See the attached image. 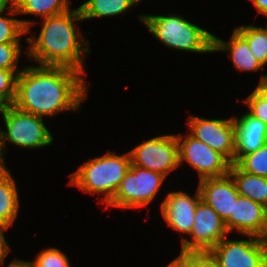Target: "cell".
<instances>
[{
  "label": "cell",
  "mask_w": 267,
  "mask_h": 267,
  "mask_svg": "<svg viewBox=\"0 0 267 267\" xmlns=\"http://www.w3.org/2000/svg\"><path fill=\"white\" fill-rule=\"evenodd\" d=\"M227 234L224 221L218 213L200 199L195 210L194 224L189 234L192 240L182 238L181 252L210 251Z\"/></svg>",
  "instance_id": "30bf717a"
},
{
  "label": "cell",
  "mask_w": 267,
  "mask_h": 267,
  "mask_svg": "<svg viewBox=\"0 0 267 267\" xmlns=\"http://www.w3.org/2000/svg\"><path fill=\"white\" fill-rule=\"evenodd\" d=\"M20 42L1 43L0 44V69L22 70L18 69L19 56L21 52Z\"/></svg>",
  "instance_id": "484cf974"
},
{
  "label": "cell",
  "mask_w": 267,
  "mask_h": 267,
  "mask_svg": "<svg viewBox=\"0 0 267 267\" xmlns=\"http://www.w3.org/2000/svg\"><path fill=\"white\" fill-rule=\"evenodd\" d=\"M213 51L229 52L233 66L239 71L255 72L263 67L254 57L248 42L235 29L229 41L214 36Z\"/></svg>",
  "instance_id": "2e32d148"
},
{
  "label": "cell",
  "mask_w": 267,
  "mask_h": 267,
  "mask_svg": "<svg viewBox=\"0 0 267 267\" xmlns=\"http://www.w3.org/2000/svg\"><path fill=\"white\" fill-rule=\"evenodd\" d=\"M154 37L169 48L195 53H213L214 35L180 15H141Z\"/></svg>",
  "instance_id": "277c9868"
},
{
  "label": "cell",
  "mask_w": 267,
  "mask_h": 267,
  "mask_svg": "<svg viewBox=\"0 0 267 267\" xmlns=\"http://www.w3.org/2000/svg\"><path fill=\"white\" fill-rule=\"evenodd\" d=\"M200 199L198 187L193 196L181 190L169 192L161 203V215L169 227L189 236L194 224L195 210Z\"/></svg>",
  "instance_id": "4fadbf2b"
},
{
  "label": "cell",
  "mask_w": 267,
  "mask_h": 267,
  "mask_svg": "<svg viewBox=\"0 0 267 267\" xmlns=\"http://www.w3.org/2000/svg\"><path fill=\"white\" fill-rule=\"evenodd\" d=\"M224 224L228 233L235 229L239 234L267 239V208L239 195L234 201L233 213Z\"/></svg>",
  "instance_id": "7c38bea8"
},
{
  "label": "cell",
  "mask_w": 267,
  "mask_h": 267,
  "mask_svg": "<svg viewBox=\"0 0 267 267\" xmlns=\"http://www.w3.org/2000/svg\"><path fill=\"white\" fill-rule=\"evenodd\" d=\"M229 174L233 178L238 193L267 208V178L242 171L235 163L231 164Z\"/></svg>",
  "instance_id": "ac0fdd59"
},
{
  "label": "cell",
  "mask_w": 267,
  "mask_h": 267,
  "mask_svg": "<svg viewBox=\"0 0 267 267\" xmlns=\"http://www.w3.org/2000/svg\"><path fill=\"white\" fill-rule=\"evenodd\" d=\"M244 102L249 108L248 112L267 125V105L254 91L244 99Z\"/></svg>",
  "instance_id": "83f0119b"
},
{
  "label": "cell",
  "mask_w": 267,
  "mask_h": 267,
  "mask_svg": "<svg viewBox=\"0 0 267 267\" xmlns=\"http://www.w3.org/2000/svg\"><path fill=\"white\" fill-rule=\"evenodd\" d=\"M188 125L190 128L188 133L192 137L222 154L231 164L234 163L236 138L234 117L206 119L190 116Z\"/></svg>",
  "instance_id": "8fae6325"
},
{
  "label": "cell",
  "mask_w": 267,
  "mask_h": 267,
  "mask_svg": "<svg viewBox=\"0 0 267 267\" xmlns=\"http://www.w3.org/2000/svg\"><path fill=\"white\" fill-rule=\"evenodd\" d=\"M188 267H219L210 251L181 252L178 256Z\"/></svg>",
  "instance_id": "4316f807"
},
{
  "label": "cell",
  "mask_w": 267,
  "mask_h": 267,
  "mask_svg": "<svg viewBox=\"0 0 267 267\" xmlns=\"http://www.w3.org/2000/svg\"><path fill=\"white\" fill-rule=\"evenodd\" d=\"M166 267H188V266L179 257H176Z\"/></svg>",
  "instance_id": "836d02e7"
},
{
  "label": "cell",
  "mask_w": 267,
  "mask_h": 267,
  "mask_svg": "<svg viewBox=\"0 0 267 267\" xmlns=\"http://www.w3.org/2000/svg\"><path fill=\"white\" fill-rule=\"evenodd\" d=\"M165 177L161 173L131 163L129 170L106 207L127 209L148 206L157 195Z\"/></svg>",
  "instance_id": "8992f818"
},
{
  "label": "cell",
  "mask_w": 267,
  "mask_h": 267,
  "mask_svg": "<svg viewBox=\"0 0 267 267\" xmlns=\"http://www.w3.org/2000/svg\"><path fill=\"white\" fill-rule=\"evenodd\" d=\"M21 71L0 69V108L13 105L16 98L17 77Z\"/></svg>",
  "instance_id": "cb8c5ba5"
},
{
  "label": "cell",
  "mask_w": 267,
  "mask_h": 267,
  "mask_svg": "<svg viewBox=\"0 0 267 267\" xmlns=\"http://www.w3.org/2000/svg\"><path fill=\"white\" fill-rule=\"evenodd\" d=\"M6 131L0 128V148L4 154L5 142L22 148H41L52 144L53 135L47 129L43 118L20 111L13 105L0 108Z\"/></svg>",
  "instance_id": "5b68a950"
},
{
  "label": "cell",
  "mask_w": 267,
  "mask_h": 267,
  "mask_svg": "<svg viewBox=\"0 0 267 267\" xmlns=\"http://www.w3.org/2000/svg\"><path fill=\"white\" fill-rule=\"evenodd\" d=\"M137 4L134 0H88L79 6L82 19L116 16Z\"/></svg>",
  "instance_id": "d6986e66"
},
{
  "label": "cell",
  "mask_w": 267,
  "mask_h": 267,
  "mask_svg": "<svg viewBox=\"0 0 267 267\" xmlns=\"http://www.w3.org/2000/svg\"><path fill=\"white\" fill-rule=\"evenodd\" d=\"M256 10L260 14L267 16V0H251Z\"/></svg>",
  "instance_id": "1f68e13d"
},
{
  "label": "cell",
  "mask_w": 267,
  "mask_h": 267,
  "mask_svg": "<svg viewBox=\"0 0 267 267\" xmlns=\"http://www.w3.org/2000/svg\"><path fill=\"white\" fill-rule=\"evenodd\" d=\"M0 12V44L20 42L22 35L29 33L34 20H22L2 16Z\"/></svg>",
  "instance_id": "7402d4cb"
},
{
  "label": "cell",
  "mask_w": 267,
  "mask_h": 267,
  "mask_svg": "<svg viewBox=\"0 0 267 267\" xmlns=\"http://www.w3.org/2000/svg\"><path fill=\"white\" fill-rule=\"evenodd\" d=\"M236 165L244 172L267 178V143L244 155Z\"/></svg>",
  "instance_id": "603a6c76"
},
{
  "label": "cell",
  "mask_w": 267,
  "mask_h": 267,
  "mask_svg": "<svg viewBox=\"0 0 267 267\" xmlns=\"http://www.w3.org/2000/svg\"><path fill=\"white\" fill-rule=\"evenodd\" d=\"M198 189L201 199L210 205L225 222L233 213L234 201L239 196L231 175L201 179Z\"/></svg>",
  "instance_id": "5bb4252c"
},
{
  "label": "cell",
  "mask_w": 267,
  "mask_h": 267,
  "mask_svg": "<svg viewBox=\"0 0 267 267\" xmlns=\"http://www.w3.org/2000/svg\"><path fill=\"white\" fill-rule=\"evenodd\" d=\"M131 163L166 176L179 165L178 142L174 134L161 135L129 151Z\"/></svg>",
  "instance_id": "52a82bcc"
},
{
  "label": "cell",
  "mask_w": 267,
  "mask_h": 267,
  "mask_svg": "<svg viewBox=\"0 0 267 267\" xmlns=\"http://www.w3.org/2000/svg\"><path fill=\"white\" fill-rule=\"evenodd\" d=\"M5 162H4V157L2 155V152H1V148H0V168L1 167H5Z\"/></svg>",
  "instance_id": "e575fe53"
},
{
  "label": "cell",
  "mask_w": 267,
  "mask_h": 267,
  "mask_svg": "<svg viewBox=\"0 0 267 267\" xmlns=\"http://www.w3.org/2000/svg\"><path fill=\"white\" fill-rule=\"evenodd\" d=\"M86 84L82 73L69 67L24 66L17 77L13 106L42 118L78 111L88 95Z\"/></svg>",
  "instance_id": "6da1fadb"
},
{
  "label": "cell",
  "mask_w": 267,
  "mask_h": 267,
  "mask_svg": "<svg viewBox=\"0 0 267 267\" xmlns=\"http://www.w3.org/2000/svg\"><path fill=\"white\" fill-rule=\"evenodd\" d=\"M249 240L225 236L210 252L219 267H267V239L247 235Z\"/></svg>",
  "instance_id": "ba28073f"
},
{
  "label": "cell",
  "mask_w": 267,
  "mask_h": 267,
  "mask_svg": "<svg viewBox=\"0 0 267 267\" xmlns=\"http://www.w3.org/2000/svg\"><path fill=\"white\" fill-rule=\"evenodd\" d=\"M31 267H71L67 256L57 248L42 250L34 261H29Z\"/></svg>",
  "instance_id": "d4e9b609"
},
{
  "label": "cell",
  "mask_w": 267,
  "mask_h": 267,
  "mask_svg": "<svg viewBox=\"0 0 267 267\" xmlns=\"http://www.w3.org/2000/svg\"><path fill=\"white\" fill-rule=\"evenodd\" d=\"M20 207L16 181L7 167L0 168V226L10 227Z\"/></svg>",
  "instance_id": "e0dca14e"
},
{
  "label": "cell",
  "mask_w": 267,
  "mask_h": 267,
  "mask_svg": "<svg viewBox=\"0 0 267 267\" xmlns=\"http://www.w3.org/2000/svg\"><path fill=\"white\" fill-rule=\"evenodd\" d=\"M9 227L0 226V265L3 266L4 259L10 252L9 243H7L4 235V231H6Z\"/></svg>",
  "instance_id": "f1b7e54d"
},
{
  "label": "cell",
  "mask_w": 267,
  "mask_h": 267,
  "mask_svg": "<svg viewBox=\"0 0 267 267\" xmlns=\"http://www.w3.org/2000/svg\"><path fill=\"white\" fill-rule=\"evenodd\" d=\"M9 2L11 3L10 5H8ZM5 9L9 11V15L17 14L14 6V0H0V12H5Z\"/></svg>",
  "instance_id": "4dcf8cb0"
},
{
  "label": "cell",
  "mask_w": 267,
  "mask_h": 267,
  "mask_svg": "<svg viewBox=\"0 0 267 267\" xmlns=\"http://www.w3.org/2000/svg\"><path fill=\"white\" fill-rule=\"evenodd\" d=\"M181 134L176 135L179 165L186 161L198 172L199 180L229 174L231 163L222 154L195 139L189 133L185 138Z\"/></svg>",
  "instance_id": "9c48e42d"
},
{
  "label": "cell",
  "mask_w": 267,
  "mask_h": 267,
  "mask_svg": "<svg viewBox=\"0 0 267 267\" xmlns=\"http://www.w3.org/2000/svg\"><path fill=\"white\" fill-rule=\"evenodd\" d=\"M235 30L248 42L254 57L262 66L267 64V29L254 25L236 27Z\"/></svg>",
  "instance_id": "44dd1931"
},
{
  "label": "cell",
  "mask_w": 267,
  "mask_h": 267,
  "mask_svg": "<svg viewBox=\"0 0 267 267\" xmlns=\"http://www.w3.org/2000/svg\"><path fill=\"white\" fill-rule=\"evenodd\" d=\"M267 105V74H263L256 88L253 90Z\"/></svg>",
  "instance_id": "f546056e"
},
{
  "label": "cell",
  "mask_w": 267,
  "mask_h": 267,
  "mask_svg": "<svg viewBox=\"0 0 267 267\" xmlns=\"http://www.w3.org/2000/svg\"><path fill=\"white\" fill-rule=\"evenodd\" d=\"M7 267H31L29 261H24L14 258V260Z\"/></svg>",
  "instance_id": "d6a6232c"
},
{
  "label": "cell",
  "mask_w": 267,
  "mask_h": 267,
  "mask_svg": "<svg viewBox=\"0 0 267 267\" xmlns=\"http://www.w3.org/2000/svg\"><path fill=\"white\" fill-rule=\"evenodd\" d=\"M235 122V153L236 164L244 155L257 151L267 143V125L252 116L248 111Z\"/></svg>",
  "instance_id": "9a60e30c"
},
{
  "label": "cell",
  "mask_w": 267,
  "mask_h": 267,
  "mask_svg": "<svg viewBox=\"0 0 267 267\" xmlns=\"http://www.w3.org/2000/svg\"><path fill=\"white\" fill-rule=\"evenodd\" d=\"M83 21L79 7L44 18L39 36L25 38L30 43L29 60L40 66H64L85 72L83 59L89 52V40L81 38L76 22Z\"/></svg>",
  "instance_id": "7a4b0ae2"
},
{
  "label": "cell",
  "mask_w": 267,
  "mask_h": 267,
  "mask_svg": "<svg viewBox=\"0 0 267 267\" xmlns=\"http://www.w3.org/2000/svg\"><path fill=\"white\" fill-rule=\"evenodd\" d=\"M137 4L139 3V2H141V0H134Z\"/></svg>",
  "instance_id": "d590c367"
},
{
  "label": "cell",
  "mask_w": 267,
  "mask_h": 267,
  "mask_svg": "<svg viewBox=\"0 0 267 267\" xmlns=\"http://www.w3.org/2000/svg\"><path fill=\"white\" fill-rule=\"evenodd\" d=\"M131 164L130 153L118 155L112 151L82 164L70 175V185L86 193L100 194L107 204L114 196Z\"/></svg>",
  "instance_id": "3957f363"
},
{
  "label": "cell",
  "mask_w": 267,
  "mask_h": 267,
  "mask_svg": "<svg viewBox=\"0 0 267 267\" xmlns=\"http://www.w3.org/2000/svg\"><path fill=\"white\" fill-rule=\"evenodd\" d=\"M17 14H34L44 18L59 15L70 9L69 0H14Z\"/></svg>",
  "instance_id": "ffe728a7"
}]
</instances>
